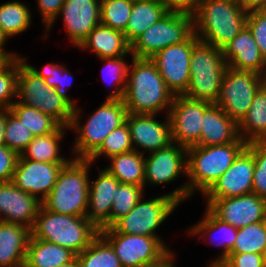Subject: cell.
<instances>
[{
  "label": "cell",
  "instance_id": "49",
  "mask_svg": "<svg viewBox=\"0 0 266 267\" xmlns=\"http://www.w3.org/2000/svg\"><path fill=\"white\" fill-rule=\"evenodd\" d=\"M168 11L194 14L200 0H158Z\"/></svg>",
  "mask_w": 266,
  "mask_h": 267
},
{
  "label": "cell",
  "instance_id": "48",
  "mask_svg": "<svg viewBox=\"0 0 266 267\" xmlns=\"http://www.w3.org/2000/svg\"><path fill=\"white\" fill-rule=\"evenodd\" d=\"M235 267H266L264 255L256 253H230L227 258Z\"/></svg>",
  "mask_w": 266,
  "mask_h": 267
},
{
  "label": "cell",
  "instance_id": "1",
  "mask_svg": "<svg viewBox=\"0 0 266 267\" xmlns=\"http://www.w3.org/2000/svg\"><path fill=\"white\" fill-rule=\"evenodd\" d=\"M247 147L240 137L236 142L215 146H190L187 148V177L189 181L168 195L179 203L196 193L203 195L232 165Z\"/></svg>",
  "mask_w": 266,
  "mask_h": 267
},
{
  "label": "cell",
  "instance_id": "45",
  "mask_svg": "<svg viewBox=\"0 0 266 267\" xmlns=\"http://www.w3.org/2000/svg\"><path fill=\"white\" fill-rule=\"evenodd\" d=\"M246 26L251 31L259 51L266 60V10L248 13Z\"/></svg>",
  "mask_w": 266,
  "mask_h": 267
},
{
  "label": "cell",
  "instance_id": "37",
  "mask_svg": "<svg viewBox=\"0 0 266 267\" xmlns=\"http://www.w3.org/2000/svg\"><path fill=\"white\" fill-rule=\"evenodd\" d=\"M22 61L39 77L43 78L50 87L55 88L56 92L66 100L74 109L78 106L72 101L70 96L67 95L66 89L71 86V73L65 67L55 63H48L42 68V70H38L34 66L27 63L26 58L21 57Z\"/></svg>",
  "mask_w": 266,
  "mask_h": 267
},
{
  "label": "cell",
  "instance_id": "2",
  "mask_svg": "<svg viewBox=\"0 0 266 267\" xmlns=\"http://www.w3.org/2000/svg\"><path fill=\"white\" fill-rule=\"evenodd\" d=\"M131 59L132 67L129 64L123 95L127 112L157 115L167 109L168 115L175 96L168 89L155 63L150 58Z\"/></svg>",
  "mask_w": 266,
  "mask_h": 267
},
{
  "label": "cell",
  "instance_id": "4",
  "mask_svg": "<svg viewBox=\"0 0 266 267\" xmlns=\"http://www.w3.org/2000/svg\"><path fill=\"white\" fill-rule=\"evenodd\" d=\"M88 159L71 160L61 169L50 194L41 202L48 210L59 214L84 217L88 208Z\"/></svg>",
  "mask_w": 266,
  "mask_h": 267
},
{
  "label": "cell",
  "instance_id": "34",
  "mask_svg": "<svg viewBox=\"0 0 266 267\" xmlns=\"http://www.w3.org/2000/svg\"><path fill=\"white\" fill-rule=\"evenodd\" d=\"M10 111L36 136L55 132L61 125L51 116L43 114L39 109L15 101Z\"/></svg>",
  "mask_w": 266,
  "mask_h": 267
},
{
  "label": "cell",
  "instance_id": "26",
  "mask_svg": "<svg viewBox=\"0 0 266 267\" xmlns=\"http://www.w3.org/2000/svg\"><path fill=\"white\" fill-rule=\"evenodd\" d=\"M77 48L92 50L98 59L127 57L131 54L130 44L126 41L124 33L101 23L89 33Z\"/></svg>",
  "mask_w": 266,
  "mask_h": 267
},
{
  "label": "cell",
  "instance_id": "51",
  "mask_svg": "<svg viewBox=\"0 0 266 267\" xmlns=\"http://www.w3.org/2000/svg\"><path fill=\"white\" fill-rule=\"evenodd\" d=\"M19 57L16 53H10L0 46V70L7 66L14 58Z\"/></svg>",
  "mask_w": 266,
  "mask_h": 267
},
{
  "label": "cell",
  "instance_id": "15",
  "mask_svg": "<svg viewBox=\"0 0 266 267\" xmlns=\"http://www.w3.org/2000/svg\"><path fill=\"white\" fill-rule=\"evenodd\" d=\"M253 175V153L246 147L230 168L203 194L207 199L206 207L217 199L252 193Z\"/></svg>",
  "mask_w": 266,
  "mask_h": 267
},
{
  "label": "cell",
  "instance_id": "47",
  "mask_svg": "<svg viewBox=\"0 0 266 267\" xmlns=\"http://www.w3.org/2000/svg\"><path fill=\"white\" fill-rule=\"evenodd\" d=\"M65 0H37L38 7L41 17H43V23L47 27L46 31L51 30V26L59 18V12L64 4Z\"/></svg>",
  "mask_w": 266,
  "mask_h": 267
},
{
  "label": "cell",
  "instance_id": "11",
  "mask_svg": "<svg viewBox=\"0 0 266 267\" xmlns=\"http://www.w3.org/2000/svg\"><path fill=\"white\" fill-rule=\"evenodd\" d=\"M263 84V75L259 73L228 68L221 82L216 104L239 124L248 113L255 94Z\"/></svg>",
  "mask_w": 266,
  "mask_h": 267
},
{
  "label": "cell",
  "instance_id": "22",
  "mask_svg": "<svg viewBox=\"0 0 266 267\" xmlns=\"http://www.w3.org/2000/svg\"><path fill=\"white\" fill-rule=\"evenodd\" d=\"M89 181L88 208L85 217L100 231L110 222L113 195L120 182L106 169Z\"/></svg>",
  "mask_w": 266,
  "mask_h": 267
},
{
  "label": "cell",
  "instance_id": "8",
  "mask_svg": "<svg viewBox=\"0 0 266 267\" xmlns=\"http://www.w3.org/2000/svg\"><path fill=\"white\" fill-rule=\"evenodd\" d=\"M19 103L33 106L43 114L51 116L61 126L69 127L74 108L45 80L36 75L18 57L17 97Z\"/></svg>",
  "mask_w": 266,
  "mask_h": 267
},
{
  "label": "cell",
  "instance_id": "43",
  "mask_svg": "<svg viewBox=\"0 0 266 267\" xmlns=\"http://www.w3.org/2000/svg\"><path fill=\"white\" fill-rule=\"evenodd\" d=\"M247 148L254 158L252 193L266 199V141L247 143Z\"/></svg>",
  "mask_w": 266,
  "mask_h": 267
},
{
  "label": "cell",
  "instance_id": "19",
  "mask_svg": "<svg viewBox=\"0 0 266 267\" xmlns=\"http://www.w3.org/2000/svg\"><path fill=\"white\" fill-rule=\"evenodd\" d=\"M165 118V122H162L156 119V115L128 113L126 122L133 149L139 152V149H143L151 153L172 144L170 120L168 115Z\"/></svg>",
  "mask_w": 266,
  "mask_h": 267
},
{
  "label": "cell",
  "instance_id": "35",
  "mask_svg": "<svg viewBox=\"0 0 266 267\" xmlns=\"http://www.w3.org/2000/svg\"><path fill=\"white\" fill-rule=\"evenodd\" d=\"M76 257L80 267H122L112 246L100 234Z\"/></svg>",
  "mask_w": 266,
  "mask_h": 267
},
{
  "label": "cell",
  "instance_id": "53",
  "mask_svg": "<svg viewBox=\"0 0 266 267\" xmlns=\"http://www.w3.org/2000/svg\"><path fill=\"white\" fill-rule=\"evenodd\" d=\"M7 121V108H0V146L5 145L4 132Z\"/></svg>",
  "mask_w": 266,
  "mask_h": 267
},
{
  "label": "cell",
  "instance_id": "58",
  "mask_svg": "<svg viewBox=\"0 0 266 267\" xmlns=\"http://www.w3.org/2000/svg\"><path fill=\"white\" fill-rule=\"evenodd\" d=\"M128 1H131V2H139V1H144V0H128Z\"/></svg>",
  "mask_w": 266,
  "mask_h": 267
},
{
  "label": "cell",
  "instance_id": "40",
  "mask_svg": "<svg viewBox=\"0 0 266 267\" xmlns=\"http://www.w3.org/2000/svg\"><path fill=\"white\" fill-rule=\"evenodd\" d=\"M134 150L130 135V129L125 122L120 127L113 130L105 138L101 146L88 158L92 163L99 159V156L104 155L105 158H110L121 153H126Z\"/></svg>",
  "mask_w": 266,
  "mask_h": 267
},
{
  "label": "cell",
  "instance_id": "13",
  "mask_svg": "<svg viewBox=\"0 0 266 267\" xmlns=\"http://www.w3.org/2000/svg\"><path fill=\"white\" fill-rule=\"evenodd\" d=\"M199 41L193 34L187 41L174 44L150 58L174 96H183L190 83V59L193 46Z\"/></svg>",
  "mask_w": 266,
  "mask_h": 267
},
{
  "label": "cell",
  "instance_id": "9",
  "mask_svg": "<svg viewBox=\"0 0 266 267\" xmlns=\"http://www.w3.org/2000/svg\"><path fill=\"white\" fill-rule=\"evenodd\" d=\"M194 34V17L168 11L130 45L132 57L152 58L168 46L187 41Z\"/></svg>",
  "mask_w": 266,
  "mask_h": 267
},
{
  "label": "cell",
  "instance_id": "14",
  "mask_svg": "<svg viewBox=\"0 0 266 267\" xmlns=\"http://www.w3.org/2000/svg\"><path fill=\"white\" fill-rule=\"evenodd\" d=\"M211 104L175 96L168 112L172 141L186 148L200 144L204 111Z\"/></svg>",
  "mask_w": 266,
  "mask_h": 267
},
{
  "label": "cell",
  "instance_id": "55",
  "mask_svg": "<svg viewBox=\"0 0 266 267\" xmlns=\"http://www.w3.org/2000/svg\"><path fill=\"white\" fill-rule=\"evenodd\" d=\"M56 267H80V265H79V262L77 260V257L75 256L72 260H70L64 264H61L59 266H56Z\"/></svg>",
  "mask_w": 266,
  "mask_h": 267
},
{
  "label": "cell",
  "instance_id": "24",
  "mask_svg": "<svg viewBox=\"0 0 266 267\" xmlns=\"http://www.w3.org/2000/svg\"><path fill=\"white\" fill-rule=\"evenodd\" d=\"M239 138L238 124L217 104H211L204 111L198 146L223 145L236 142Z\"/></svg>",
  "mask_w": 266,
  "mask_h": 267
},
{
  "label": "cell",
  "instance_id": "54",
  "mask_svg": "<svg viewBox=\"0 0 266 267\" xmlns=\"http://www.w3.org/2000/svg\"><path fill=\"white\" fill-rule=\"evenodd\" d=\"M209 267H235L228 259L213 260Z\"/></svg>",
  "mask_w": 266,
  "mask_h": 267
},
{
  "label": "cell",
  "instance_id": "20",
  "mask_svg": "<svg viewBox=\"0 0 266 267\" xmlns=\"http://www.w3.org/2000/svg\"><path fill=\"white\" fill-rule=\"evenodd\" d=\"M60 14L69 39L78 47L100 24V0H65Z\"/></svg>",
  "mask_w": 266,
  "mask_h": 267
},
{
  "label": "cell",
  "instance_id": "6",
  "mask_svg": "<svg viewBox=\"0 0 266 267\" xmlns=\"http://www.w3.org/2000/svg\"><path fill=\"white\" fill-rule=\"evenodd\" d=\"M81 114L82 111L75 108L69 126V129H74L73 132L78 134L72 148L75 159H88L109 133L126 122L128 112L123 100L106 99L84 125L79 120Z\"/></svg>",
  "mask_w": 266,
  "mask_h": 267
},
{
  "label": "cell",
  "instance_id": "27",
  "mask_svg": "<svg viewBox=\"0 0 266 267\" xmlns=\"http://www.w3.org/2000/svg\"><path fill=\"white\" fill-rule=\"evenodd\" d=\"M75 256L68 248L30 236L23 267H56Z\"/></svg>",
  "mask_w": 266,
  "mask_h": 267
},
{
  "label": "cell",
  "instance_id": "10",
  "mask_svg": "<svg viewBox=\"0 0 266 267\" xmlns=\"http://www.w3.org/2000/svg\"><path fill=\"white\" fill-rule=\"evenodd\" d=\"M99 234L112 246L122 267H142L161 261L170 251L160 237L121 234L112 227Z\"/></svg>",
  "mask_w": 266,
  "mask_h": 267
},
{
  "label": "cell",
  "instance_id": "5",
  "mask_svg": "<svg viewBox=\"0 0 266 267\" xmlns=\"http://www.w3.org/2000/svg\"><path fill=\"white\" fill-rule=\"evenodd\" d=\"M30 232L32 238L58 244L76 255L99 235V230L85 216L55 213L42 205Z\"/></svg>",
  "mask_w": 266,
  "mask_h": 267
},
{
  "label": "cell",
  "instance_id": "57",
  "mask_svg": "<svg viewBox=\"0 0 266 267\" xmlns=\"http://www.w3.org/2000/svg\"><path fill=\"white\" fill-rule=\"evenodd\" d=\"M263 79H264V85L266 86V71H265V73L263 75Z\"/></svg>",
  "mask_w": 266,
  "mask_h": 267
},
{
  "label": "cell",
  "instance_id": "17",
  "mask_svg": "<svg viewBox=\"0 0 266 267\" xmlns=\"http://www.w3.org/2000/svg\"><path fill=\"white\" fill-rule=\"evenodd\" d=\"M207 208L235 228L266 221V199L254 193L217 199Z\"/></svg>",
  "mask_w": 266,
  "mask_h": 267
},
{
  "label": "cell",
  "instance_id": "32",
  "mask_svg": "<svg viewBox=\"0 0 266 267\" xmlns=\"http://www.w3.org/2000/svg\"><path fill=\"white\" fill-rule=\"evenodd\" d=\"M68 128L60 126L55 132L34 137L19 158L47 163H68L71 159L59 155V142L64 138V131Z\"/></svg>",
  "mask_w": 266,
  "mask_h": 267
},
{
  "label": "cell",
  "instance_id": "56",
  "mask_svg": "<svg viewBox=\"0 0 266 267\" xmlns=\"http://www.w3.org/2000/svg\"><path fill=\"white\" fill-rule=\"evenodd\" d=\"M6 41H8V38L6 37L2 29L0 28V46L5 47L4 44H6Z\"/></svg>",
  "mask_w": 266,
  "mask_h": 267
},
{
  "label": "cell",
  "instance_id": "50",
  "mask_svg": "<svg viewBox=\"0 0 266 267\" xmlns=\"http://www.w3.org/2000/svg\"><path fill=\"white\" fill-rule=\"evenodd\" d=\"M239 4L247 13L266 10V0H239Z\"/></svg>",
  "mask_w": 266,
  "mask_h": 267
},
{
  "label": "cell",
  "instance_id": "12",
  "mask_svg": "<svg viewBox=\"0 0 266 267\" xmlns=\"http://www.w3.org/2000/svg\"><path fill=\"white\" fill-rule=\"evenodd\" d=\"M180 203L168 194L143 201L119 219L112 228L121 234L157 236L156 229L169 217Z\"/></svg>",
  "mask_w": 266,
  "mask_h": 267
},
{
  "label": "cell",
  "instance_id": "31",
  "mask_svg": "<svg viewBox=\"0 0 266 267\" xmlns=\"http://www.w3.org/2000/svg\"><path fill=\"white\" fill-rule=\"evenodd\" d=\"M144 154L132 150L110 157L109 167L105 168L122 184L139 185L144 188L145 163Z\"/></svg>",
  "mask_w": 266,
  "mask_h": 267
},
{
  "label": "cell",
  "instance_id": "21",
  "mask_svg": "<svg viewBox=\"0 0 266 267\" xmlns=\"http://www.w3.org/2000/svg\"><path fill=\"white\" fill-rule=\"evenodd\" d=\"M41 201L15 186L11 181L0 183V220L32 228Z\"/></svg>",
  "mask_w": 266,
  "mask_h": 267
},
{
  "label": "cell",
  "instance_id": "38",
  "mask_svg": "<svg viewBox=\"0 0 266 267\" xmlns=\"http://www.w3.org/2000/svg\"><path fill=\"white\" fill-rule=\"evenodd\" d=\"M143 190L144 188L139 185L120 183L116 188V194L113 195L110 222L104 228L112 227L119 219L126 216L138 201L144 198Z\"/></svg>",
  "mask_w": 266,
  "mask_h": 267
},
{
  "label": "cell",
  "instance_id": "52",
  "mask_svg": "<svg viewBox=\"0 0 266 267\" xmlns=\"http://www.w3.org/2000/svg\"><path fill=\"white\" fill-rule=\"evenodd\" d=\"M173 257H174V253L170 251L161 261L151 264V265H145L142 267H176Z\"/></svg>",
  "mask_w": 266,
  "mask_h": 267
},
{
  "label": "cell",
  "instance_id": "59",
  "mask_svg": "<svg viewBox=\"0 0 266 267\" xmlns=\"http://www.w3.org/2000/svg\"><path fill=\"white\" fill-rule=\"evenodd\" d=\"M264 261H265V266H266V251L264 253Z\"/></svg>",
  "mask_w": 266,
  "mask_h": 267
},
{
  "label": "cell",
  "instance_id": "30",
  "mask_svg": "<svg viewBox=\"0 0 266 267\" xmlns=\"http://www.w3.org/2000/svg\"><path fill=\"white\" fill-rule=\"evenodd\" d=\"M203 217L204 218L199 223L197 222V224L193 225V227H190L191 229L188 231L189 234L192 236H198L199 238L203 235L205 236V234H209L208 236L215 233L222 234L219 238L217 237L218 239L215 238V244L223 247L222 253L216 259H227L237 238L238 228L218 219L207 207ZM213 238L210 241L213 242ZM212 242L210 243L212 244Z\"/></svg>",
  "mask_w": 266,
  "mask_h": 267
},
{
  "label": "cell",
  "instance_id": "25",
  "mask_svg": "<svg viewBox=\"0 0 266 267\" xmlns=\"http://www.w3.org/2000/svg\"><path fill=\"white\" fill-rule=\"evenodd\" d=\"M30 228L0 220V267H23Z\"/></svg>",
  "mask_w": 266,
  "mask_h": 267
},
{
  "label": "cell",
  "instance_id": "41",
  "mask_svg": "<svg viewBox=\"0 0 266 267\" xmlns=\"http://www.w3.org/2000/svg\"><path fill=\"white\" fill-rule=\"evenodd\" d=\"M124 59L125 56L100 59L106 62L102 69L104 81L107 80L108 84L112 83L113 86L118 85L115 87L116 90L112 91L106 99L123 100L129 67Z\"/></svg>",
  "mask_w": 266,
  "mask_h": 267
},
{
  "label": "cell",
  "instance_id": "23",
  "mask_svg": "<svg viewBox=\"0 0 266 267\" xmlns=\"http://www.w3.org/2000/svg\"><path fill=\"white\" fill-rule=\"evenodd\" d=\"M222 54L230 69L253 71L261 75L266 71V60L247 26L223 47Z\"/></svg>",
  "mask_w": 266,
  "mask_h": 267
},
{
  "label": "cell",
  "instance_id": "3",
  "mask_svg": "<svg viewBox=\"0 0 266 267\" xmlns=\"http://www.w3.org/2000/svg\"><path fill=\"white\" fill-rule=\"evenodd\" d=\"M247 15L239 1L200 0L193 14L194 34L222 50L246 26Z\"/></svg>",
  "mask_w": 266,
  "mask_h": 267
},
{
  "label": "cell",
  "instance_id": "18",
  "mask_svg": "<svg viewBox=\"0 0 266 267\" xmlns=\"http://www.w3.org/2000/svg\"><path fill=\"white\" fill-rule=\"evenodd\" d=\"M144 163V187L146 184H169L180 174L187 175V148L172 143L166 148L151 152L144 158Z\"/></svg>",
  "mask_w": 266,
  "mask_h": 267
},
{
  "label": "cell",
  "instance_id": "33",
  "mask_svg": "<svg viewBox=\"0 0 266 267\" xmlns=\"http://www.w3.org/2000/svg\"><path fill=\"white\" fill-rule=\"evenodd\" d=\"M32 13L28 5L19 1L6 2L0 5V28L9 39L26 31L32 24Z\"/></svg>",
  "mask_w": 266,
  "mask_h": 267
},
{
  "label": "cell",
  "instance_id": "42",
  "mask_svg": "<svg viewBox=\"0 0 266 267\" xmlns=\"http://www.w3.org/2000/svg\"><path fill=\"white\" fill-rule=\"evenodd\" d=\"M33 139L34 135L30 130L10 111V108H7L5 145L20 155Z\"/></svg>",
  "mask_w": 266,
  "mask_h": 267
},
{
  "label": "cell",
  "instance_id": "36",
  "mask_svg": "<svg viewBox=\"0 0 266 267\" xmlns=\"http://www.w3.org/2000/svg\"><path fill=\"white\" fill-rule=\"evenodd\" d=\"M266 251V221L238 228L237 238L230 253H256Z\"/></svg>",
  "mask_w": 266,
  "mask_h": 267
},
{
  "label": "cell",
  "instance_id": "28",
  "mask_svg": "<svg viewBox=\"0 0 266 267\" xmlns=\"http://www.w3.org/2000/svg\"><path fill=\"white\" fill-rule=\"evenodd\" d=\"M239 136L246 142L266 141V86L254 96L246 116L238 124Z\"/></svg>",
  "mask_w": 266,
  "mask_h": 267
},
{
  "label": "cell",
  "instance_id": "29",
  "mask_svg": "<svg viewBox=\"0 0 266 267\" xmlns=\"http://www.w3.org/2000/svg\"><path fill=\"white\" fill-rule=\"evenodd\" d=\"M168 10L158 0L134 2L126 30V41L131 45L139 35L158 22Z\"/></svg>",
  "mask_w": 266,
  "mask_h": 267
},
{
  "label": "cell",
  "instance_id": "7",
  "mask_svg": "<svg viewBox=\"0 0 266 267\" xmlns=\"http://www.w3.org/2000/svg\"><path fill=\"white\" fill-rule=\"evenodd\" d=\"M227 69L228 64L222 50L199 40L193 46L190 59V83L183 96L216 104Z\"/></svg>",
  "mask_w": 266,
  "mask_h": 267
},
{
  "label": "cell",
  "instance_id": "46",
  "mask_svg": "<svg viewBox=\"0 0 266 267\" xmlns=\"http://www.w3.org/2000/svg\"><path fill=\"white\" fill-rule=\"evenodd\" d=\"M19 158V154L6 145L0 146V183L10 182Z\"/></svg>",
  "mask_w": 266,
  "mask_h": 267
},
{
  "label": "cell",
  "instance_id": "39",
  "mask_svg": "<svg viewBox=\"0 0 266 267\" xmlns=\"http://www.w3.org/2000/svg\"><path fill=\"white\" fill-rule=\"evenodd\" d=\"M133 2L128 0H100V23L124 32Z\"/></svg>",
  "mask_w": 266,
  "mask_h": 267
},
{
  "label": "cell",
  "instance_id": "16",
  "mask_svg": "<svg viewBox=\"0 0 266 267\" xmlns=\"http://www.w3.org/2000/svg\"><path fill=\"white\" fill-rule=\"evenodd\" d=\"M66 164L18 158L11 182L42 202L52 191L61 169Z\"/></svg>",
  "mask_w": 266,
  "mask_h": 267
},
{
  "label": "cell",
  "instance_id": "44",
  "mask_svg": "<svg viewBox=\"0 0 266 267\" xmlns=\"http://www.w3.org/2000/svg\"><path fill=\"white\" fill-rule=\"evenodd\" d=\"M18 57L0 70V108H10L17 97ZM13 98V99H12Z\"/></svg>",
  "mask_w": 266,
  "mask_h": 267
}]
</instances>
